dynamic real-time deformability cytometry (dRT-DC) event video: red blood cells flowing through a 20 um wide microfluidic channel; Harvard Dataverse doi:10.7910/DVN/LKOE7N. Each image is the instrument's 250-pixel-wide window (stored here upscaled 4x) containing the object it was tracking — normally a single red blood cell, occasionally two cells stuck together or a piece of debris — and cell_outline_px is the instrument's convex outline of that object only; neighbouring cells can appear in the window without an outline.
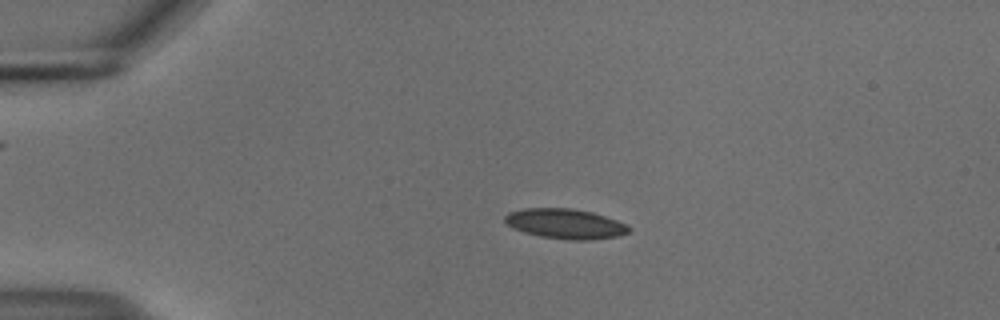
{"species": "common noctule bat (a hibernating species)", "species_latin": "Nyctalus noctula", "temperature_condition": "cold", "stored_images_in_passage": 36, "camera_frame_rate_fps": 3000, "um_per_image_px": 0.085, "animal": {"sex": "male", "body_mass_g": 18.8}, "frame": {"image": 1, "passage_image": 1, "time_ms": 0.0, "image_size_px": [1000, 320], "cell_outline_px": [[632, 228], [628, 232], [620, 236], [588, 240], [568, 240], [540, 236], [524, 232], [512, 228], [504, 220], [504, 216], [508, 212], [524, 208], [572, 208], [592, 212], [616, 220]], "centroid_in_image_um": [48.03, 19.02], "position_along_channel_um": 37.0, "area_um2": 21.68}}
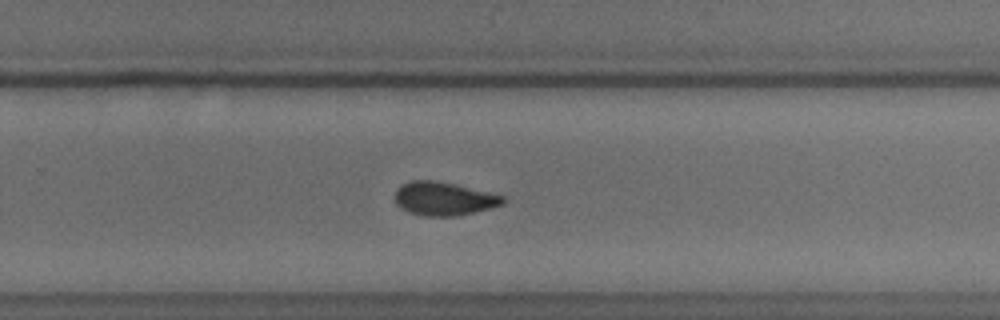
{"frame": {"image": 2, "passage_image": 25, "time_ms": 8.0, "image_size_px": [1000, 320], "cell_outline_px": [[504, 204], [492, 208], [456, 216], [428, 216], [408, 212], [400, 208], [396, 204], [396, 188], [400, 184], [412, 180], [436, 180], [456, 184], [504, 196]], "centroid_in_image_um": [37.71, 16.88], "position_along_channel_um": 292.1, "area_um2": 21.15}}
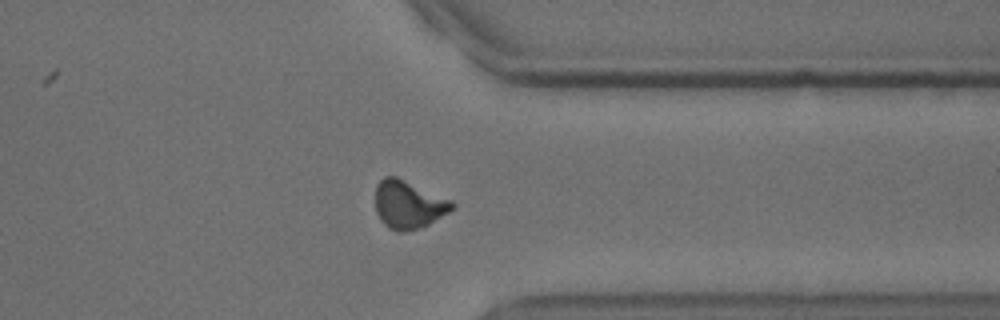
{"frame": {"image": 3, "passage_image": 32, "time_ms": 10.333, "image_size_px": [1000, 320], "cell_outline_px": [[456, 208], [428, 224], [420, 228], [404, 232], [396, 232], [388, 228], [380, 220], [376, 212], [376, 184], [384, 176], [396, 176], [452, 200], [456, 204]], "centroid_in_image_um": [34.72, 17.39], "position_along_channel_um": 376.7, "area_um2": 21.68}, "authors_computed_cell_mechanics": {"area_um2": 21.7328, "velocity_mm_per_s": 3.7169, "shape_relaxation_time_tau1_ms": 5.7086, "shape_relaxation_time_tau2_ms": 1.4201, "deformation_change_tau1": 0.1406, "deformation_change_tau2": 0.0553}}